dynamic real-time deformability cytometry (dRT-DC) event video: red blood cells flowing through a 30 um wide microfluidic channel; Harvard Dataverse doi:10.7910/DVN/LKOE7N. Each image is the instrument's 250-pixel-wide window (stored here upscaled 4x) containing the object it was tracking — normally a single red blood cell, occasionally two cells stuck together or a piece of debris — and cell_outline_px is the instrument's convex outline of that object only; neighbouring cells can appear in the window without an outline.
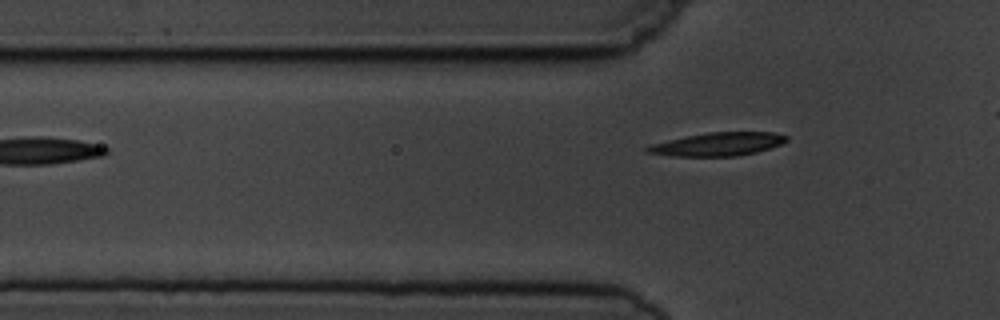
{"species": "common noctule bat (a hibernating species)", "species_latin": "Nyctalus noctula", "temperature_condition": "cold", "stored_images_in_passage": 4, "camera_frame_rate_fps": 3000, "um_per_image_px": 0.085, "animal": {"sex": "male", "body_mass_g": 19.5, "forearm_length_mm": 54.6}, "frame": {"image": 1, "passage_image": 4, "time_ms": 3.667, "image_size_px": [1000, 320], "cell_outline_px": [[788, 140], [780, 144], [756, 152], [736, 156], [672, 156], [644, 152], [644, 148], [652, 144], [668, 140], [708, 132], [772, 132], [788, 136]], "centroid_in_image_um": [61.0, 12.25], "position_along_channel_um": 64.8, "area_um2": 18.73}}